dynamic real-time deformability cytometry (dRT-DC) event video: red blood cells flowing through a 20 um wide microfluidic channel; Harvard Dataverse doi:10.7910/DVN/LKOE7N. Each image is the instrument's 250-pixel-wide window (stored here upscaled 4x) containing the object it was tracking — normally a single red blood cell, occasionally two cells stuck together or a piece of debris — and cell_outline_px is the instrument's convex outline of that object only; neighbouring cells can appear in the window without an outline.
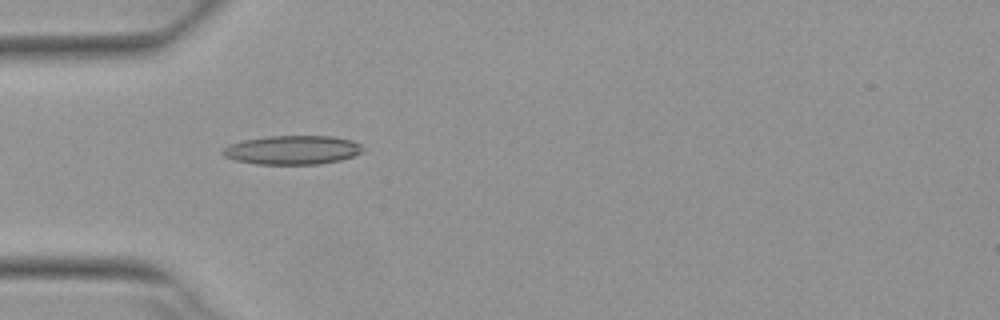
{"species": "Egyptian fruit bat (a non-hibernating species)", "species_latin": "Rousettus aegyptiacus", "temperature_condition": "warm", "stored_images_in_passage": 4, "camera_frame_rate_fps": 3000, "um_per_image_px": 0.085, "animal": {"sex": "female"}, "frame": {"image": 1, "passage_image": 1, "time_ms": 0.0, "image_size_px": [1000, 320], "cell_outline_px": [[364, 152], [340, 160], [320, 164], [256, 164], [236, 160], [224, 156], [220, 152], [224, 148], [232, 144], [244, 140], [268, 136], [332, 136], [352, 140], [360, 144], [364, 148]], "centroid_in_image_um": [24.89, 12.75], "position_along_channel_um": 60.1, "area_um2": 23.58}}
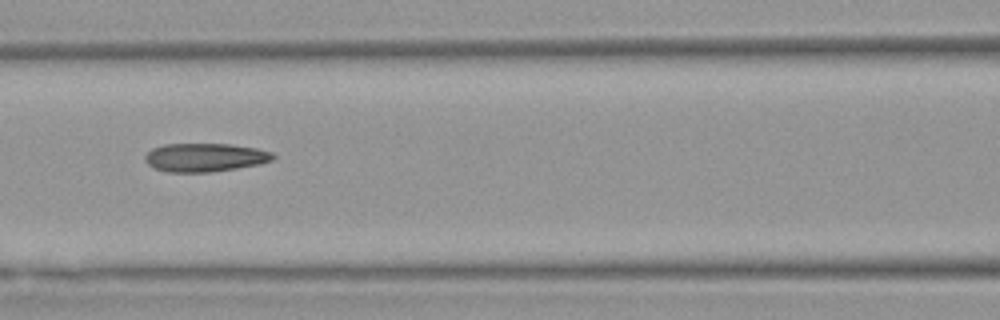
{"frame": {"image": 2, "passage_image": 3, "time_ms": 0.667, "image_size_px": [1000, 320], "cell_outline_px": [[276, 156], [272, 160], [260, 164], [212, 172], [168, 172], [152, 168], [144, 160], [144, 156], [152, 148], [164, 144], [232, 144], [256, 148], [272, 152]], "centroid_in_image_um": [17.4, 13.38], "position_along_channel_um": 149.2, "area_um2": 21.39}}
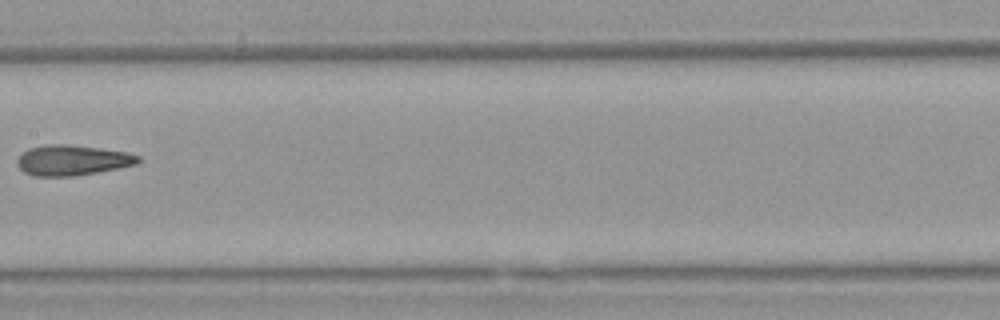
{"frame": {"image": 3, "passage_image": 4, "time_ms": 1.0, "image_size_px": [1000, 320], "cell_outline_px": [[144, 160], [136, 164], [96, 172], [72, 176], [32, 176], [24, 172], [16, 164], [16, 160], [28, 148], [44, 144], [68, 144], [100, 148], [128, 152], [140, 156]], "centroid_in_image_um": [6.14, 13.61], "position_along_channel_um": 201.3, "area_um2": 21.5}}